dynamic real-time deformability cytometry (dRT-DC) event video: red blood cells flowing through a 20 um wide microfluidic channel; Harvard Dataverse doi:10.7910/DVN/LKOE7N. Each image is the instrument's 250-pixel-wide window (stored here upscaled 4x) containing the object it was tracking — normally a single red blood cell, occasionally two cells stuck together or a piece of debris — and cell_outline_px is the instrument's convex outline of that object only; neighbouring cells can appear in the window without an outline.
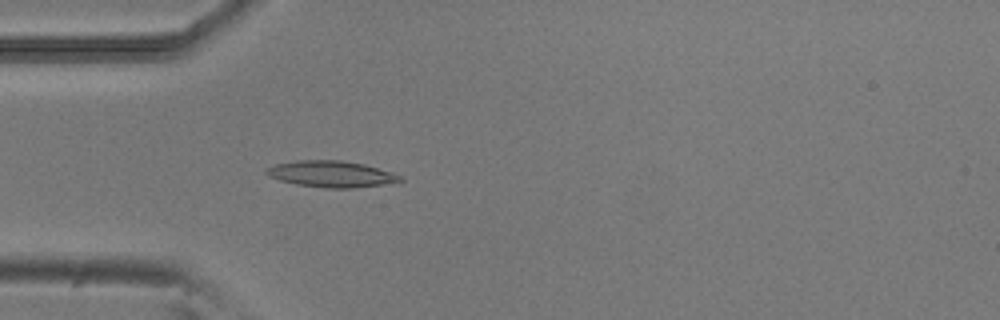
{"species": "common noctule bat (a hibernating species)", "species_latin": "Nyctalus noctula", "temperature_condition": "room temperature", "stored_images_in_passage": 4, "camera_frame_rate_fps": 3000, "um_per_image_px": 0.085, "animal": {"sex": "male", "body_mass_g": 20.5, "forearm_length_mm": 52.5}, "frame": {"image": 1, "passage_image": 4, "time_ms": 1.0, "image_size_px": [1000, 320], "cell_outline_px": [[404, 180], [400, 184], [352, 188], [324, 188], [296, 184], [280, 180], [268, 176], [264, 172], [264, 168], [276, 164], [296, 160], [340, 160], [364, 164], [392, 172], [404, 176]], "centroid_in_image_um": [28.25, 14.81], "position_along_channel_um": 56.7, "area_um2": 21.1}}